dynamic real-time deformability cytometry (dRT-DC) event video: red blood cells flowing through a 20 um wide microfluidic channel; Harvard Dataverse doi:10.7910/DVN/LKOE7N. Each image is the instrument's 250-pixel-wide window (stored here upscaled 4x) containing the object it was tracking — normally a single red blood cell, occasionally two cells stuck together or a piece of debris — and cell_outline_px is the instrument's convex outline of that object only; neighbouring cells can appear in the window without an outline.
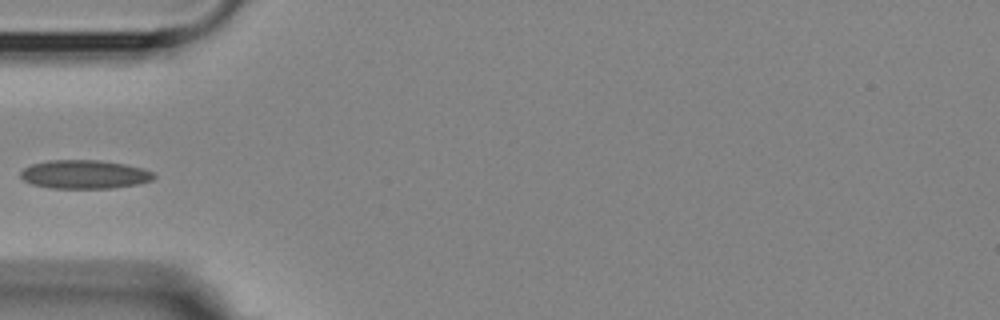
{"species": "Egyptian fruit bat (a non-hibernating species)", "species_latin": "Rousettus aegyptiacus", "temperature_condition": "room temperature", "stored_images_in_passage": 4, "camera_frame_rate_fps": 3000, "um_per_image_px": 0.085, "animal": {"sex": "female"}, "frame": {"image": 1, "passage_image": 4, "time_ms": 3.667, "image_size_px": [1000, 320], "cell_outline_px": [[156, 176], [152, 180], [136, 184], [112, 188], [48, 188], [32, 184], [24, 180], [20, 176], [20, 172], [24, 168], [32, 164], [48, 160], [100, 160], [124, 164], [144, 168], [152, 172]], "centroid_in_image_um": [7.17, 14.82], "position_along_channel_um": 77.8, "area_um2": 22.25}}